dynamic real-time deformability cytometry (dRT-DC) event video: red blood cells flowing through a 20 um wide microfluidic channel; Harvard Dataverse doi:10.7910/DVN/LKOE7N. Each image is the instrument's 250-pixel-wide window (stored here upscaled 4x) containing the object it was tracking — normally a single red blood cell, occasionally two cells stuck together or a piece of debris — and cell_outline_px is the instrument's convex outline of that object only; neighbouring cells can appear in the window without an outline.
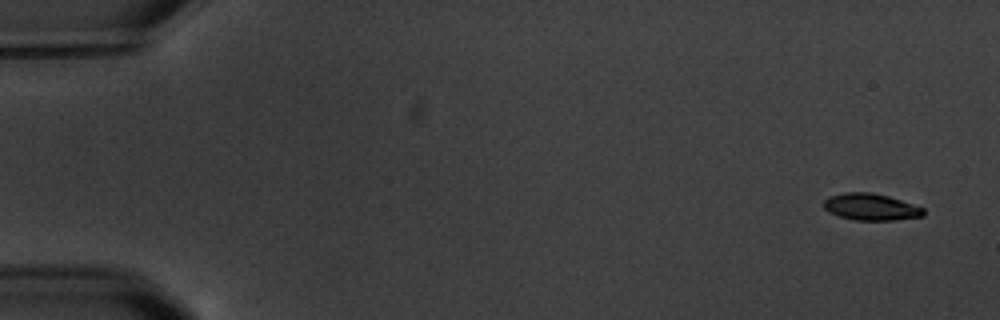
{"species": "common noctule bat (a hibernating species)", "species_latin": "Nyctalus noctula", "temperature_condition": "warm", "stored_images_in_passage": 6, "camera_frame_rate_fps": 3000, "um_per_image_px": 0.085, "animal": {"sex": "male", "body_mass_g": 20.1, "forearm_length_mm": 53.5}, "frame": {"image": 1, "passage_image": 1, "time_ms": 0.0, "image_size_px": [1000, 320], "cell_outline_px": [[924, 216], [896, 220], [856, 220], [840, 216], [828, 212], [824, 208], [824, 200], [828, 196], [844, 192], [872, 192], [888, 196], [924, 208]], "centroid_in_image_um": [74.01, 17.58], "position_along_channel_um": 11.0, "area_um2": 15.55}}
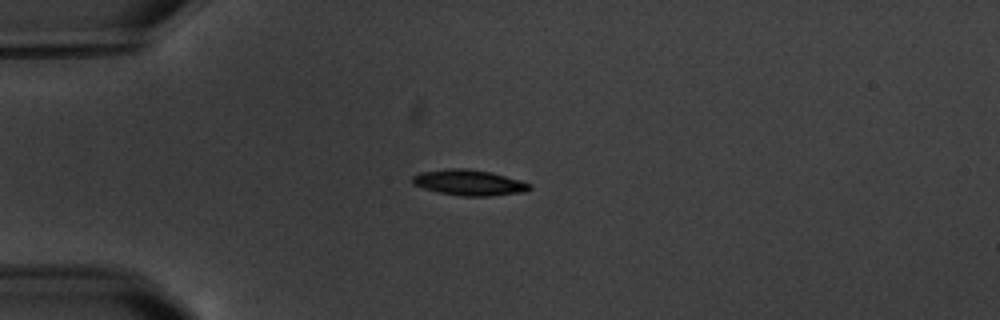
{"frame": {"image": 2, "passage_image": 4, "time_ms": 4.333, "image_size_px": [1000, 320], "cell_outline_px": [[532, 188], [528, 192], [488, 196], [464, 196], [440, 192], [424, 188], [412, 184], [412, 176], [420, 172], [452, 168], [464, 168], [488, 172], [520, 180], [532, 184]], "centroid_in_image_um": [39.9, 15.53], "position_along_channel_um": 45.1, "area_um2": 17.4}}